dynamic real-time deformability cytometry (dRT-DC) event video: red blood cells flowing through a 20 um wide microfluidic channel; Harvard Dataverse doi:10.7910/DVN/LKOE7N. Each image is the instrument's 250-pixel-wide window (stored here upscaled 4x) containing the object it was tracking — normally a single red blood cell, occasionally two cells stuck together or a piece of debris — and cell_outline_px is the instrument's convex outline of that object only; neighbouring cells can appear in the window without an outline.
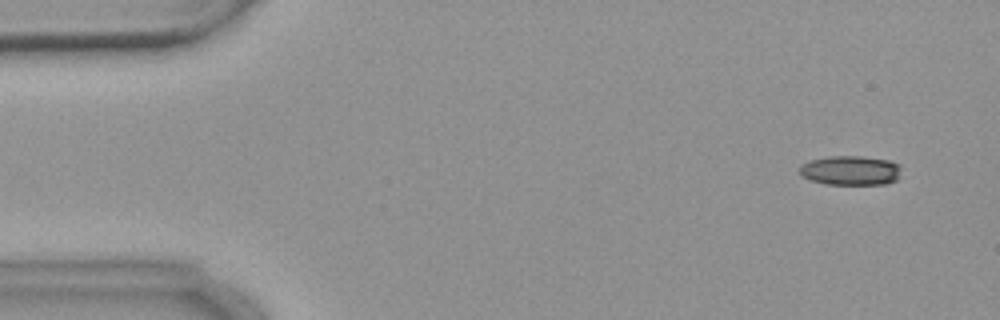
{"species": "common noctule bat (a hibernating species)", "species_latin": "Nyctalus noctula", "temperature_condition": "warm", "stored_images_in_passage": 6, "camera_frame_rate_fps": 3000, "um_per_image_px": 0.085, "animal": {"sex": "female", "body_mass_g": 18.4}, "frame": {"image": 1, "passage_image": 2, "time_ms": 1.0, "image_size_px": [1000, 320], "cell_outline_px": [[900, 168], [896, 180], [888, 184], [828, 184], [812, 180], [800, 176], [800, 164], [808, 160], [828, 156], [860, 156], [888, 160], [900, 164]], "centroid_in_image_um": [72.27, 14.48], "position_along_channel_um": 12.7, "area_um2": 17.51}}
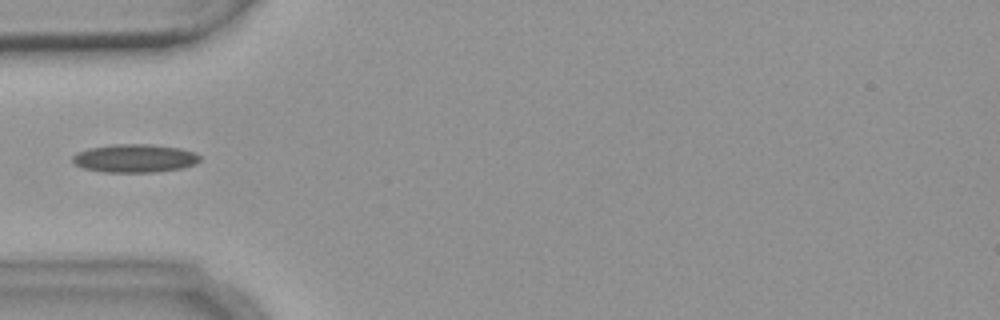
{"frame": {"image": 2, "passage_image": 6, "time_ms": 5.667, "image_size_px": [1000, 320], "cell_outline_px": [[200, 160], [196, 164], [184, 168], [156, 172], [104, 172], [84, 168], [72, 164], [72, 156], [76, 152], [88, 148], [112, 144], [152, 144], [180, 148], [196, 152], [200, 156]], "centroid_in_image_um": [11.45, 13.45], "position_along_channel_um": 73.5, "area_um2": 21.33}}